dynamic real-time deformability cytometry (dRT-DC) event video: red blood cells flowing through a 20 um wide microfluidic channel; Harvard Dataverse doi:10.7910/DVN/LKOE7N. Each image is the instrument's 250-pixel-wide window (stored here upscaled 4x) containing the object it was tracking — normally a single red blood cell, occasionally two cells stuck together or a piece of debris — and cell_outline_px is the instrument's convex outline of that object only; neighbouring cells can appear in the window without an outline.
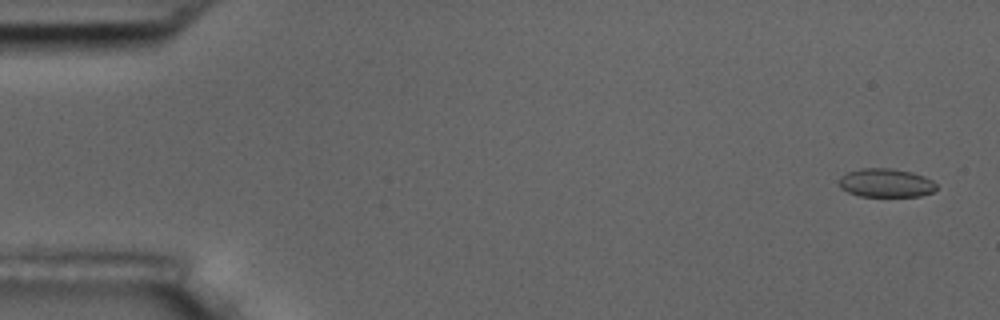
{"species": "common noctule bat (a hibernating species)", "species_latin": "Nyctalus noctula", "temperature_condition": "room temperature", "stored_images_in_passage": 5, "camera_frame_rate_fps": 3000, "um_per_image_px": 0.085, "animal": {"sex": "male", "body_mass_g": 17.5, "forearm_length_mm": 52.3}, "frame": {"image": 1, "passage_image": 1, "time_ms": 0.0, "image_size_px": [1000, 320], "cell_outline_px": [[936, 188], [932, 192], [920, 196], [860, 196], [848, 192], [840, 188], [840, 176], [848, 172], [864, 168], [892, 168], [912, 172], [924, 176], [932, 180], [936, 184]], "centroid_in_image_um": [75.31, 15.54], "position_along_channel_um": 9.7, "area_um2": 16.18}}
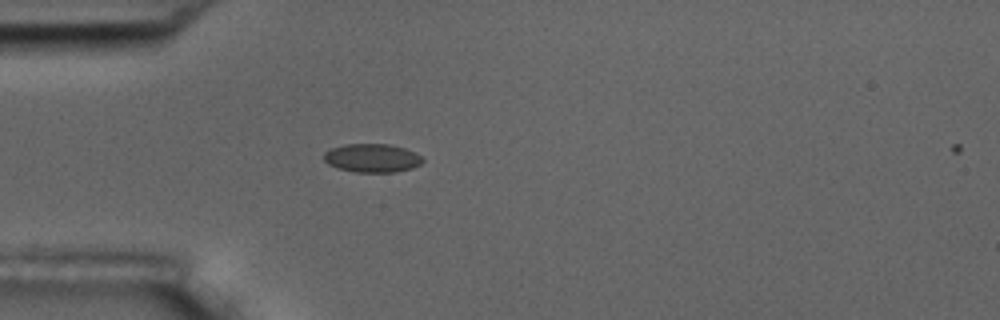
{"frame": {"image": 2, "passage_image": 5, "time_ms": 4.667, "image_size_px": [1000, 320], "cell_outline_px": [[424, 160], [420, 164], [412, 168], [396, 172], [356, 172], [336, 168], [328, 164], [324, 160], [324, 152], [332, 148], [344, 144], [388, 144], [404, 148], [420, 156]], "centroid_in_image_um": [31.6, 13.44], "position_along_channel_um": 53.4, "area_um2": 16.36}}